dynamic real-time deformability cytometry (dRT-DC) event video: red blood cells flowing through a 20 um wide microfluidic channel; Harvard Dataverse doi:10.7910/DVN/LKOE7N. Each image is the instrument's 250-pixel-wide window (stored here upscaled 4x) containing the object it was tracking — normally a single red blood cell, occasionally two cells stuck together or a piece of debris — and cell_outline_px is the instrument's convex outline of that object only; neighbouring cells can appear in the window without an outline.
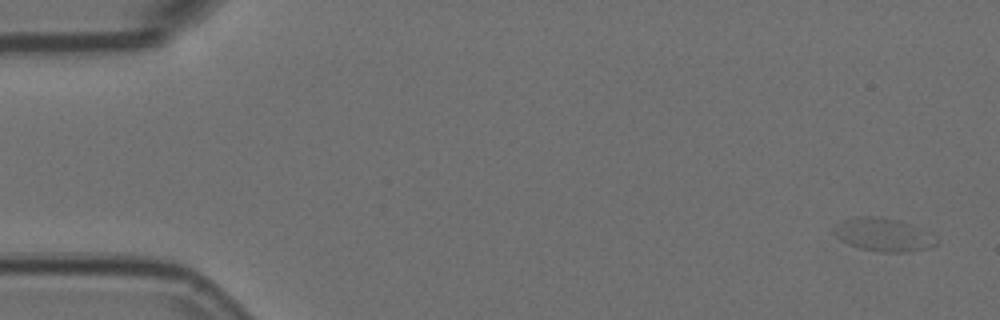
{"species": "Egyptian fruit bat (a non-hibernating species)", "species_latin": "Rousettus aegyptiacus", "temperature_condition": "room temperature", "stored_images_in_passage": 2, "camera_frame_rate_fps": 3000, "um_per_image_px": 0.085, "animal": {"sex": "female"}, "frame": {"image": 1, "passage_image": 1, "time_ms": 0.0, "image_size_px": [1000, 320], "cell_outline_px": [[940, 240], [936, 244], [928, 248], [908, 252], [880, 252], [860, 248], [848, 244], [840, 240], [832, 232], [832, 228], [844, 220], [856, 216], [880, 216], [900, 220], [912, 224], [928, 232]], "centroid_in_image_um": [75.09, 19.94], "position_along_channel_um": 9.9, "area_um2": 20.06}}